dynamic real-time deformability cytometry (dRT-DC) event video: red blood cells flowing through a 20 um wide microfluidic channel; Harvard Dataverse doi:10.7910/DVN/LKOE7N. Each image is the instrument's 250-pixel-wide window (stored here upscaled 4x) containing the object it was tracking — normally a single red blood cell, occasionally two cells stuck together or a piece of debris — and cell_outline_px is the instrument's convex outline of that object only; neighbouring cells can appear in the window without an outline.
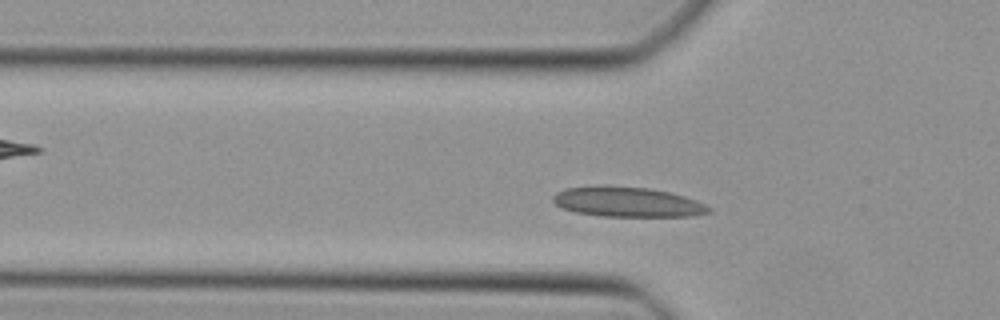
{"species": "Egyptian fruit bat (a non-hibernating species)", "species_latin": "Rousettus aegyptiacus", "temperature_condition": "cold", "stored_images_in_passage": 39, "segment_of_instrument_passage": [1, 2], "camera_frame_rate_fps": 3000, "um_per_image_px": 0.085, "animal": {"sex": "female"}, "frame": {"image": 1, "passage_image": 6, "time_ms": 1.667, "image_size_px": [1000, 320], "cell_outline_px": [[712, 212], [692, 216], [600, 216], [576, 212], [564, 208], [556, 204], [552, 200], [552, 196], [556, 192], [564, 188], [648, 188], [672, 192], [696, 200], [712, 208]], "centroid_in_image_um": [53.41, 17.2], "position_along_channel_um": 72.4, "area_um2": 26.36}}
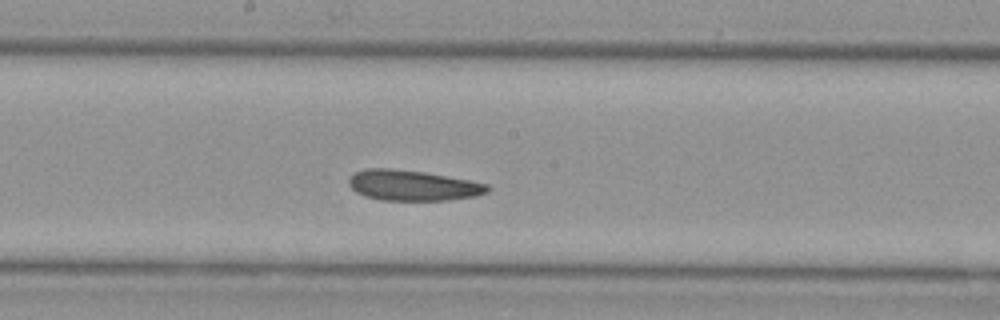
{"frame": {"image": 2, "passage_image": 16, "time_ms": 5.0, "image_size_px": [1000, 320], "cell_outline_px": [[492, 188], [488, 192], [476, 196], [448, 200], [380, 200], [364, 196], [356, 192], [348, 184], [348, 180], [356, 172], [368, 168], [392, 168], [424, 172], [468, 180], [488, 184]], "centroid_in_image_um": [35.09, 15.76], "position_along_channel_um": 213.1, "area_um2": 24.62}}
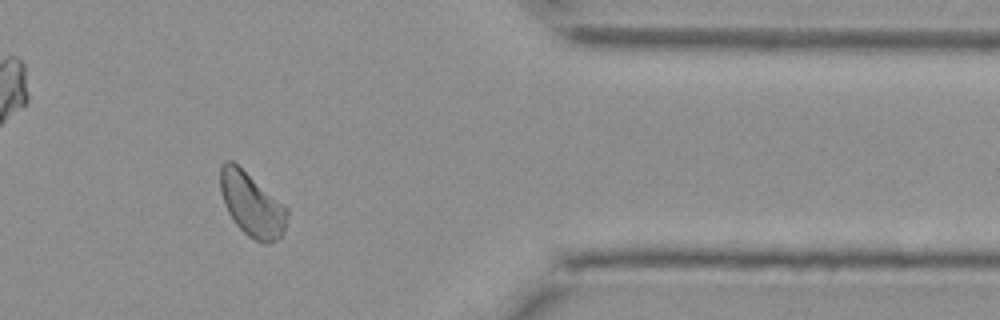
{"frame": {"image": 3, "passage_image": 30, "time_ms": 9.667, "image_size_px": [1000, 320], "cell_outline_px": [[288, 216], [284, 232], [272, 244], [264, 244], [248, 236], [232, 220], [224, 204], [220, 192], [220, 168], [224, 160], [232, 160], [288, 208]], "centroid_in_image_um": [21.39, 17.4], "position_along_channel_um": 390.0, "area_um2": 24.85}}